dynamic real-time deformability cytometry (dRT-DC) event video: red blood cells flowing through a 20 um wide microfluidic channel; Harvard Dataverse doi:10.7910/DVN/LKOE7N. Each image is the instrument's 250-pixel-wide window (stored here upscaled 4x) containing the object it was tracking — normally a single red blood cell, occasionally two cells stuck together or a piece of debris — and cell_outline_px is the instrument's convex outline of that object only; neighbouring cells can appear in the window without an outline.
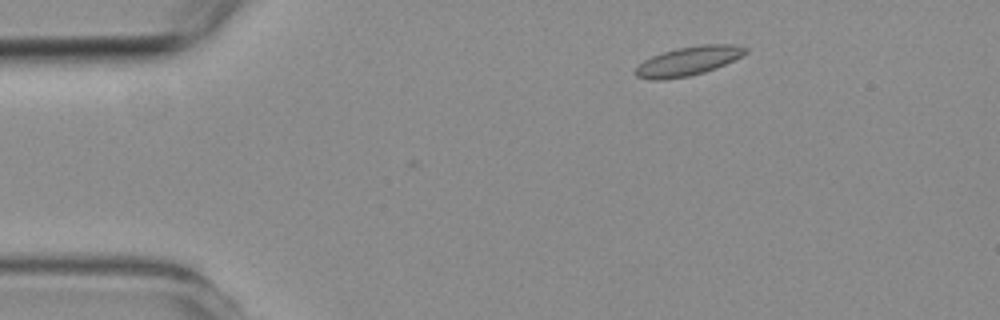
{"species": "common noctule bat (a hibernating species)", "species_latin": "Nyctalus noctula", "temperature_condition": "room temperature", "stored_images_in_passage": 2, "camera_frame_rate_fps": 3000, "um_per_image_px": 0.085, "animal": {"sex": "female", "body_mass_g": 19.3, "forearm_length_mm": 54.1}, "frame": {"image": 1, "passage_image": 2, "time_ms": 1.333, "image_size_px": [1000, 320], "cell_outline_px": [[748, 52], [716, 68], [704, 72], [688, 76], [660, 80], [652, 80], [636, 76], [636, 68], [644, 60], [652, 56], [676, 48], [700, 44], [732, 44], [748, 48]], "centroid_in_image_um": [58.5, 5.18], "position_along_channel_um": 26.5, "area_um2": 18.38}}